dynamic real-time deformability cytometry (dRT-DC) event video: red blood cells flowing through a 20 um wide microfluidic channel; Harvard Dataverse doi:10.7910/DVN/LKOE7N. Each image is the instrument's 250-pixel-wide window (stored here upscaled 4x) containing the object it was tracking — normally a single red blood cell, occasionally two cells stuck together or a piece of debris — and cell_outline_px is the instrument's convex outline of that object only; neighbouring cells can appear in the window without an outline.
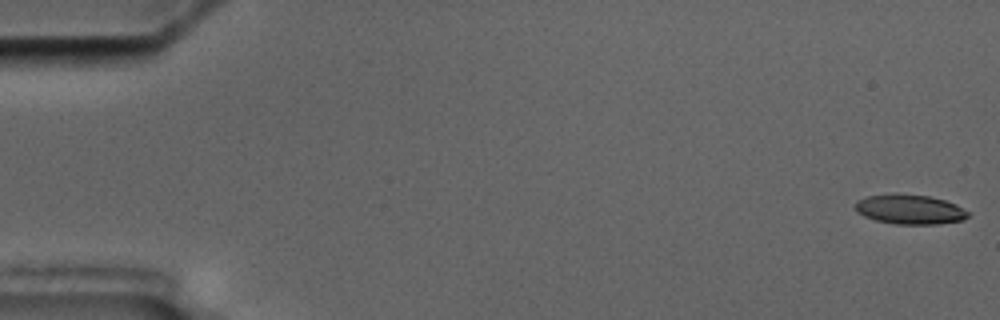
{"species": "common noctule bat (a hibernating species)", "species_latin": "Nyctalus noctula", "temperature_condition": "cold", "stored_images_in_passage": 6, "segment_of_instrument_passage": [2, 2], "camera_frame_rate_fps": 3000, "um_per_image_px": 0.085, "animal": {"sex": "male", "body_mass_g": 17.5, "forearm_length_mm": 52.3}, "frame": {"image": 1, "passage_image": 6, "time_ms": 7.0, "image_size_px": [1000, 320], "cell_outline_px": [[968, 216], [964, 220], [936, 224], [896, 224], [876, 220], [864, 216], [856, 212], [856, 200], [868, 196], [892, 192], [896, 192], [928, 196], [944, 200], [956, 204], [968, 212]], "centroid_in_image_um": [77.3, 17.78], "position_along_channel_um": 7.7, "area_um2": 19.65}}